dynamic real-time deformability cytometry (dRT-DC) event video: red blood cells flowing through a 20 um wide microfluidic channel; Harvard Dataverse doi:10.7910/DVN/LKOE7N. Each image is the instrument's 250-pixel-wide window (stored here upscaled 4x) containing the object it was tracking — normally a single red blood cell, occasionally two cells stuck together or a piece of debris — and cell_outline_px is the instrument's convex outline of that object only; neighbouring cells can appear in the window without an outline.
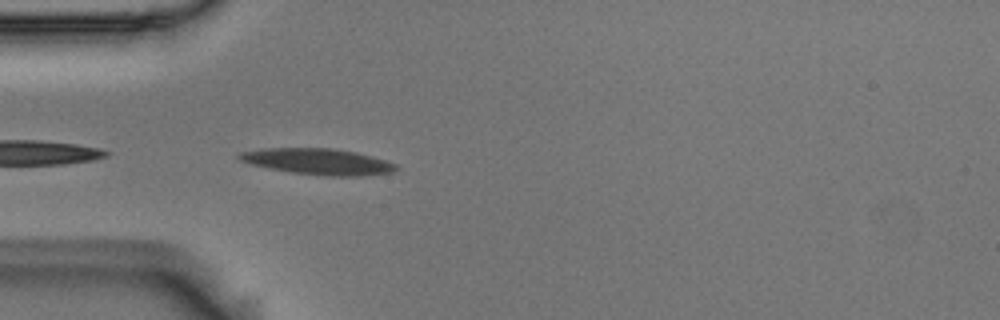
{"species": "Egyptian fruit bat (a non-hibernating species)", "species_latin": "Rousettus aegyptiacus", "temperature_condition": "room temperature", "stored_images_in_passage": 8, "camera_frame_rate_fps": 3000, "um_per_image_px": 0.085, "animal": {"sex": "male"}, "frame": {"image": 1, "passage_image": 1, "time_ms": 0.0, "image_size_px": [1000, 320], "cell_outline_px": [[400, 168], [392, 172], [360, 176], [324, 176], [292, 172], [252, 164], [240, 160], [236, 156], [240, 152], [264, 148], [336, 148], [356, 152], [384, 160], [396, 164]], "centroid_in_image_um": [27.05, 13.73], "position_along_channel_um": 57.9, "area_um2": 23.7}}
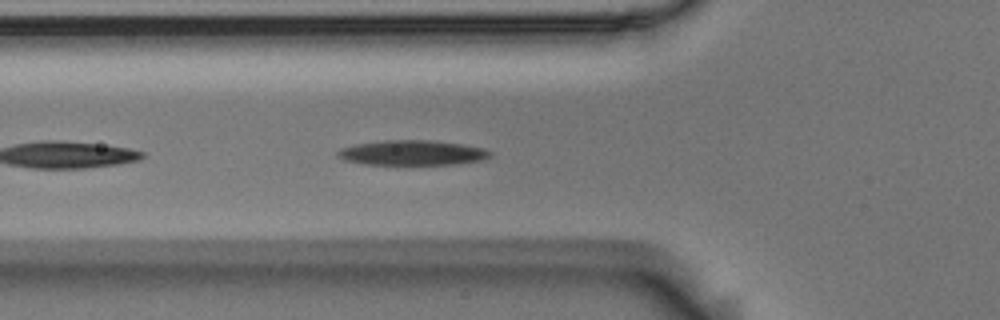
{"frame": {"image": 2, "passage_image": 4, "time_ms": 1.0, "image_size_px": [1000, 320], "cell_outline_px": [[492, 156], [480, 160], [456, 164], [412, 168], [364, 164], [344, 160], [336, 152], [340, 148], [356, 144], [384, 140], [432, 140], [460, 144], [484, 148], [492, 152]], "centroid_in_image_um": [35.04, 13.04], "position_along_channel_um": 90.8, "area_um2": 23.35}}